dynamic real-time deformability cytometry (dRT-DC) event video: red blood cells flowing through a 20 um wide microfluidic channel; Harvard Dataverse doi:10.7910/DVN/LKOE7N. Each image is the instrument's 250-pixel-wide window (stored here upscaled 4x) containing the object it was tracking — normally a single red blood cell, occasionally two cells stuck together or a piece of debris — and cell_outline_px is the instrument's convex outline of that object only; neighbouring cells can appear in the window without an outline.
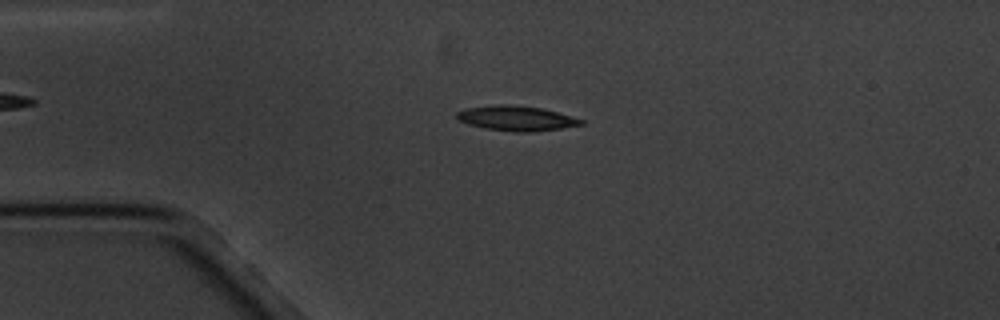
{"species": "common noctule bat (a hibernating species)", "species_latin": "Nyctalus noctula", "temperature_condition": "cold", "stored_images_in_passage": 5, "camera_frame_rate_fps": 3000, "um_per_image_px": 0.085, "animal": {"sex": "male", "body_mass_g": 20.1, "forearm_length_mm": 53.5}, "frame": {"image": 1, "passage_image": 3, "time_ms": 2.333, "image_size_px": [1000, 320], "cell_outline_px": [[584, 124], [560, 128], [532, 132], [512, 132], [484, 128], [468, 124], [460, 120], [456, 116], [456, 112], [468, 108], [504, 104], [540, 108], [572, 116], [584, 120]], "centroid_in_image_um": [43.9, 10.07], "position_along_channel_um": 41.1, "area_um2": 17.74}}
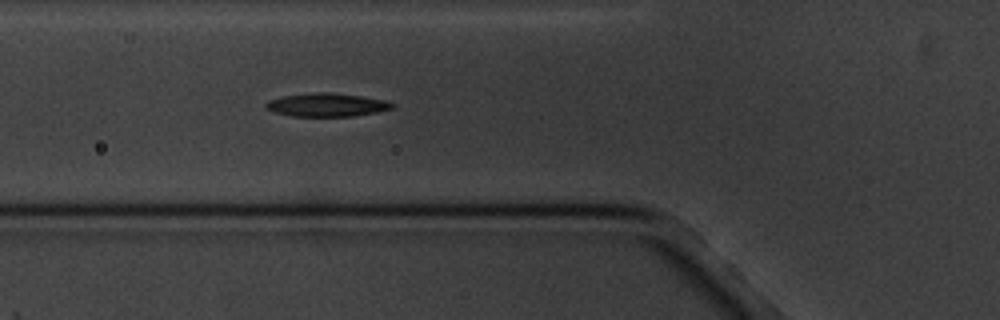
{"frame": {"image": 2, "passage_image": 5, "time_ms": 4.667, "image_size_px": [1000, 320], "cell_outline_px": [[396, 104], [392, 108], [380, 112], [352, 116], [292, 116], [272, 112], [264, 108], [264, 104], [268, 100], [284, 96], [320, 92], [332, 92], [360, 96], [384, 100]], "centroid_in_image_um": [27.76, 8.92], "position_along_channel_um": 98.0, "area_um2": 17.22}}